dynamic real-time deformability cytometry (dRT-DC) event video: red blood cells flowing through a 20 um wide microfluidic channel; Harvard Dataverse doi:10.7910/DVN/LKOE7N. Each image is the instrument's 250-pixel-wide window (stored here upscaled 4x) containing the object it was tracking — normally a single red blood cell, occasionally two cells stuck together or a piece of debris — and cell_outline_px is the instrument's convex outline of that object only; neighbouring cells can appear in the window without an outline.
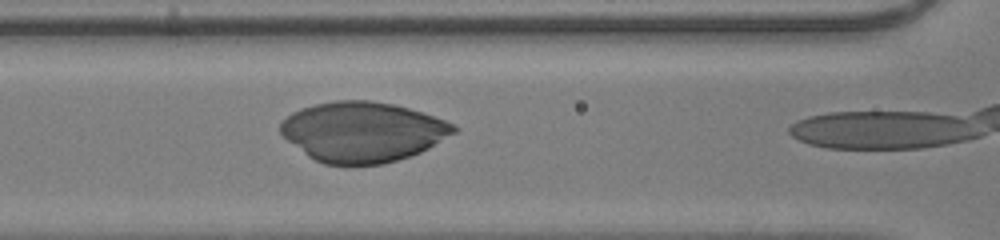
{"species": "human", "species_latin": "Homo sapiens", "temperature_condition": "room temperature", "stored_images_in_passage": 24, "camera_frame_rate_fps": 3000, "um_per_image_px": 0.085, "donor": {"sex": "male"}, "frame": {"image": 1, "passage_image": 23, "time_ms": 7.333, "image_size_px": [1000, 240], "cell_outline_px": [[460, 128], [456, 132], [428, 148], [420, 152], [396, 160], [380, 164], [324, 164], [308, 156], [288, 140], [280, 132], [280, 124], [292, 112], [300, 108], [316, 104], [336, 100], [372, 100], [392, 104], [408, 108], [444, 120]], "centroid_in_image_um": [30.82, 11.19], "position_along_channel_um": 135.8, "area_um2": 60.05}}